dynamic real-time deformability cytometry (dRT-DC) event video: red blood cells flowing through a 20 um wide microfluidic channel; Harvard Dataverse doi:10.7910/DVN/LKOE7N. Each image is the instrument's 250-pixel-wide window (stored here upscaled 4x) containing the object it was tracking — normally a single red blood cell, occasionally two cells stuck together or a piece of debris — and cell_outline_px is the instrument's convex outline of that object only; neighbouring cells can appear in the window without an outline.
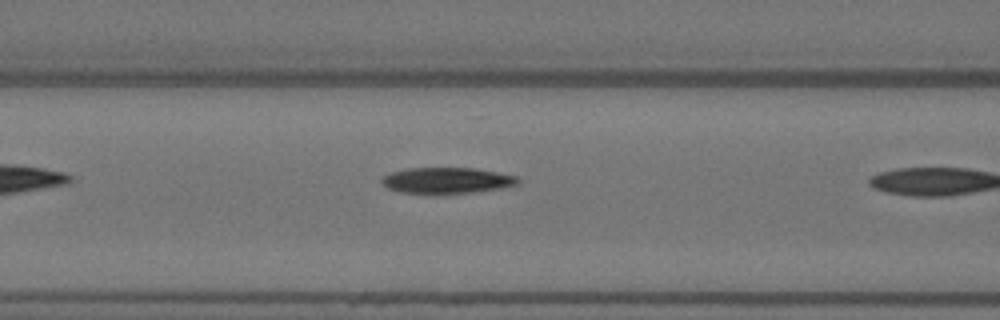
{"species": "Egyptian fruit bat (a non-hibernating species)", "species_latin": "Rousettus aegyptiacus", "temperature_condition": "warm", "stored_images_in_passage": 4, "camera_frame_rate_fps": 3000, "um_per_image_px": 0.085, "animal": {"sex": "female"}, "frame": {"image": 1, "passage_image": 3, "time_ms": 0.667, "image_size_px": [1000, 320], "cell_outline_px": [[520, 184], [500, 188], [472, 192], [400, 192], [388, 188], [380, 180], [388, 172], [408, 168], [472, 168], [496, 172], [516, 176], [520, 180]], "centroid_in_image_um": [37.98, 15.31], "position_along_channel_um": 128.6, "area_um2": 20.11}}